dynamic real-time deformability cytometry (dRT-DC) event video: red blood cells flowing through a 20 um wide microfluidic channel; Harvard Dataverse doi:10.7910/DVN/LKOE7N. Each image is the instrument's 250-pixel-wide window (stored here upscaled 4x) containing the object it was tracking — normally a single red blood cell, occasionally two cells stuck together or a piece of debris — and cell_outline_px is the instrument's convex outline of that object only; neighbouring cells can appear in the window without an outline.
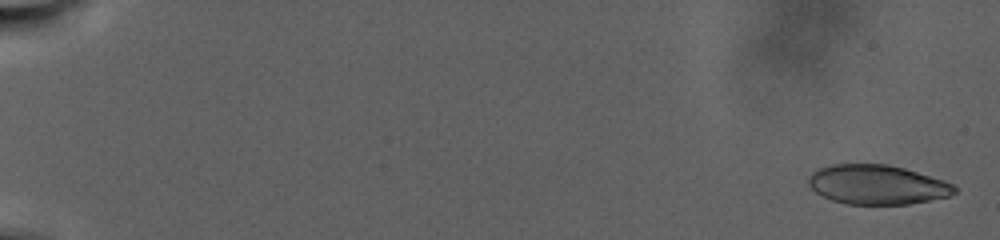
{"species": "human", "species_latin": "Homo sapiens", "temperature_condition": "warm", "stored_images_in_passage": 98, "camera_frame_rate_fps": 3000, "um_per_image_px": 0.085, "donor": {"sex": "male"}, "frame": {"image": 1, "passage_image": 3, "time_ms": 0.667, "image_size_px": [1000, 240], "cell_outline_px": [[956, 192], [948, 196], [908, 204], [848, 204], [832, 200], [816, 192], [808, 184], [808, 176], [816, 168], [832, 164], [888, 164], [904, 168], [944, 180], [952, 184], [956, 188]], "centroid_in_image_um": [74.52, 15.68], "position_along_channel_um": 10.5, "area_um2": 33.47}}
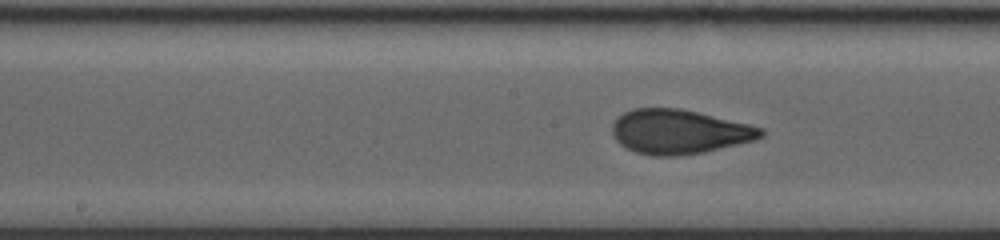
{"frame": {"image": 2, "passage_image": 55, "time_ms": 18.0, "image_size_px": [1000, 240], "cell_outline_px": [[764, 136], [756, 140], [704, 152], [680, 156], [652, 156], [636, 152], [620, 144], [616, 140], [612, 132], [612, 124], [624, 112], [632, 108], [680, 108], [748, 124], [764, 128]], "centroid_in_image_um": [57.74, 11.2], "position_along_channel_um": 190.5, "area_um2": 38.44}}
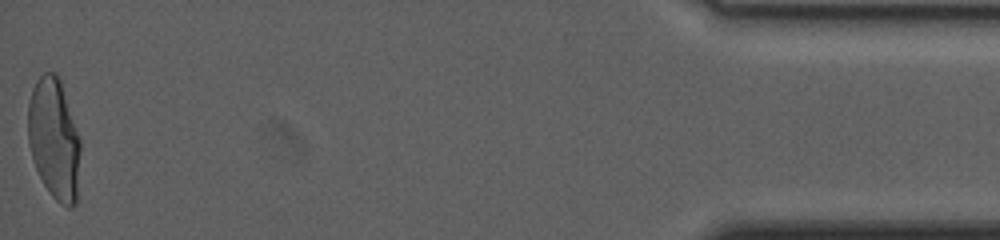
{"frame": {"image": 3, "passage_image": 98, "time_ms": 32.333, "image_size_px": [1000, 240], "cell_outline_px": [[80, 152], [76, 204], [72, 208], [68, 208], [60, 204], [52, 196], [44, 184], [36, 168], [28, 144], [28, 104], [32, 88], [36, 80], [44, 72], [56, 72], [60, 76], [80, 140]], "centroid_in_image_um": [4.6, 11.78], "position_along_channel_um": 430.6, "area_um2": 37.17}, "authors_computed_cell_mechanics": {"area_um2": 36.9631, "velocity_mm_per_s": 2.2246, "shape_relaxation_time_tau1_ms": 8.9865, "shape_relaxation_time_tau2_ms": null, "deformation_change_tau1": 0.2374, "deformation_change_tau2": null}}